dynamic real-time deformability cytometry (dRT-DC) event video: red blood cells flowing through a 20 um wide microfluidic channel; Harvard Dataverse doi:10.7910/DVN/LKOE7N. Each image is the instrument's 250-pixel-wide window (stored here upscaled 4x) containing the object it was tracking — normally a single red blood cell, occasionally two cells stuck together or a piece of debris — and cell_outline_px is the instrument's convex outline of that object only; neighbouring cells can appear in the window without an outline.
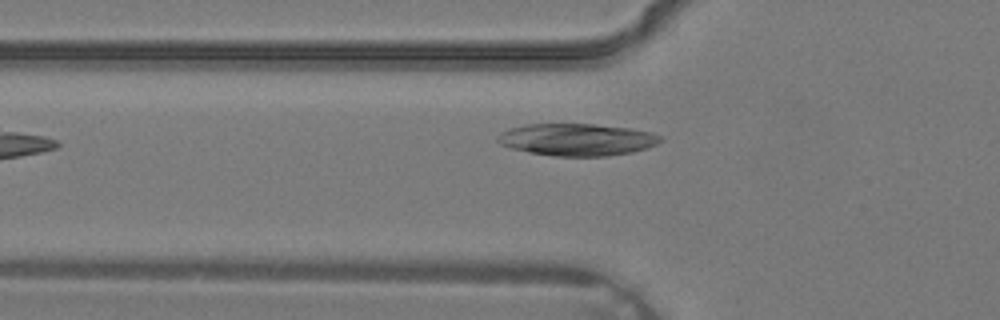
{"species": "common noctule bat (a hibernating species)", "species_latin": "Nyctalus noctula", "temperature_condition": "warm", "stored_images_in_passage": 6, "camera_frame_rate_fps": 3000, "um_per_image_px": 0.085, "animal": {"sex": "male", "body_mass_g": 19.2, "forearm_length_mm": 51.8}, "frame": {"image": 1, "passage_image": 6, "time_ms": 1.667, "image_size_px": [1000, 320], "cell_outline_px": [[664, 140], [648, 148], [632, 152], [608, 156], [556, 156], [528, 152], [512, 148], [500, 144], [496, 140], [496, 136], [500, 132], [508, 128], [524, 124], [592, 124], [628, 128], [652, 132], [660, 136]], "centroid_in_image_um": [49.02, 11.86], "position_along_channel_um": 76.8, "area_um2": 30.63}}